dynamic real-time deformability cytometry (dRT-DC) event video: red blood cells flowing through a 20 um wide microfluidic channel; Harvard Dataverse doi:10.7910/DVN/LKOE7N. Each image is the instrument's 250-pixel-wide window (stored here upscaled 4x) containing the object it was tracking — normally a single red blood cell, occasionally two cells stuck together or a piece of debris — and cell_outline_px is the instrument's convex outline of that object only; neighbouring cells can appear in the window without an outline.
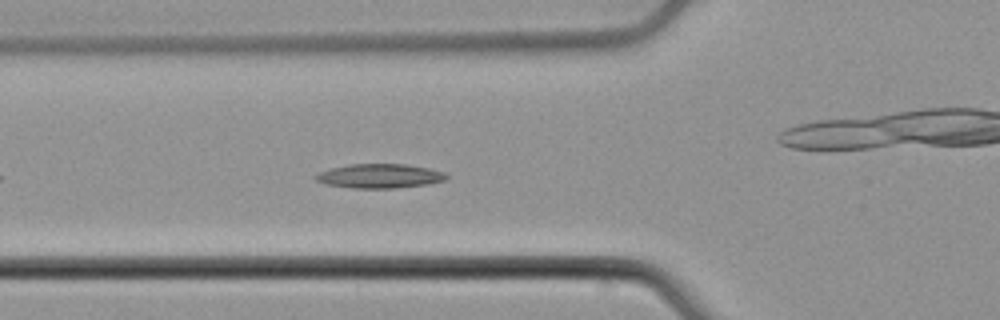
{"species": "common noctule bat (a hibernating species)", "species_latin": "Nyctalus noctula", "temperature_condition": "cold", "stored_images_in_passage": 42, "camera_frame_rate_fps": 3000, "um_per_image_px": 0.085, "animal": {"sex": "male", "body_mass_g": 21.5, "forearm_length_mm": 52.0}, "frame": {"image": 1, "passage_image": 7, "time_ms": 2.0, "image_size_px": [1000, 320], "cell_outline_px": [[448, 180], [428, 184], [396, 188], [352, 188], [324, 184], [316, 180], [312, 176], [320, 172], [332, 168], [348, 164], [404, 164], [428, 168], [444, 172], [448, 176]], "centroid_in_image_um": [32.27, 14.96], "position_along_channel_um": 93.5, "area_um2": 18.55}}
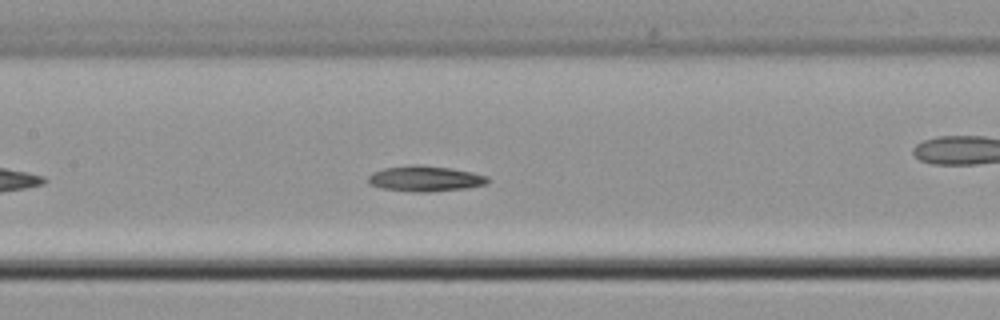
{"frame": {"image": 2, "passage_image": 13, "time_ms": 4.0, "image_size_px": [1000, 320], "cell_outline_px": [[488, 184], [468, 188], [428, 192], [416, 192], [380, 188], [368, 184], [368, 176], [372, 172], [384, 168], [412, 164], [420, 164], [448, 168], [472, 172], [488, 176]], "centroid_in_image_um": [36.12, 15.18], "position_along_channel_um": 171.3, "area_um2": 17.98}}